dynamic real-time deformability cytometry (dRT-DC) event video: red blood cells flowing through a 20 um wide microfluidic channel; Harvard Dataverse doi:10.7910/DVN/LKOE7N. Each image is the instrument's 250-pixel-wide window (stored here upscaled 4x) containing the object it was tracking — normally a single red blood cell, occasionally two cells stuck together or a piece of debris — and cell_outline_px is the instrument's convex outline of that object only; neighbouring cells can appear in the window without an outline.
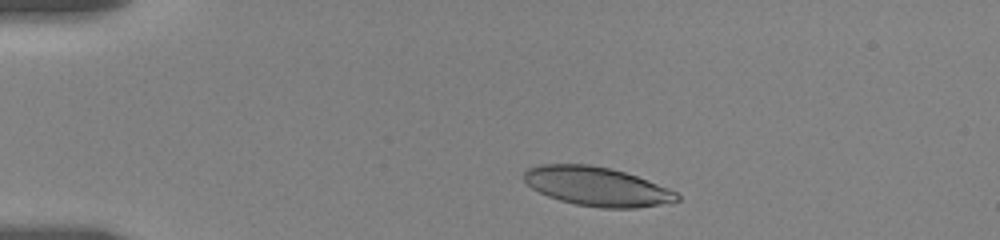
{"species": "human", "species_latin": "Homo sapiens", "temperature_condition": "room temperature", "stored_images_in_passage": 8, "camera_frame_rate_fps": 3000, "um_per_image_px": 0.085, "donor": {"sex": "female"}, "frame": {"image": 1, "passage_image": 3, "time_ms": 1.333, "image_size_px": [1000, 240], "cell_outline_px": [[680, 200], [660, 204], [636, 208], [600, 208], [576, 204], [560, 200], [548, 196], [532, 188], [524, 180], [524, 172], [528, 168], [540, 164], [588, 164], [612, 168], [648, 180], [668, 188], [676, 192], [680, 196]], "centroid_in_image_um": [50.73, 15.84], "position_along_channel_um": 34.3, "area_um2": 34.68}}
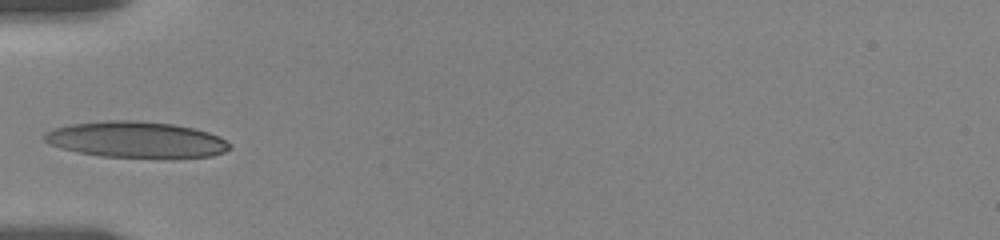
{"frame": {"image": 2, "passage_image": 7, "time_ms": 4.0, "image_size_px": [1000, 240], "cell_outline_px": [[232, 148], [224, 152], [212, 156], [104, 156], [80, 152], [60, 148], [48, 144], [44, 140], [44, 136], [48, 132], [56, 128], [72, 124], [104, 120], [136, 120], [172, 124], [192, 128], [208, 132], [220, 136], [232, 144]], "centroid_in_image_um": [11.59, 11.84], "position_along_channel_um": 73.4, "area_um2": 38.26}}